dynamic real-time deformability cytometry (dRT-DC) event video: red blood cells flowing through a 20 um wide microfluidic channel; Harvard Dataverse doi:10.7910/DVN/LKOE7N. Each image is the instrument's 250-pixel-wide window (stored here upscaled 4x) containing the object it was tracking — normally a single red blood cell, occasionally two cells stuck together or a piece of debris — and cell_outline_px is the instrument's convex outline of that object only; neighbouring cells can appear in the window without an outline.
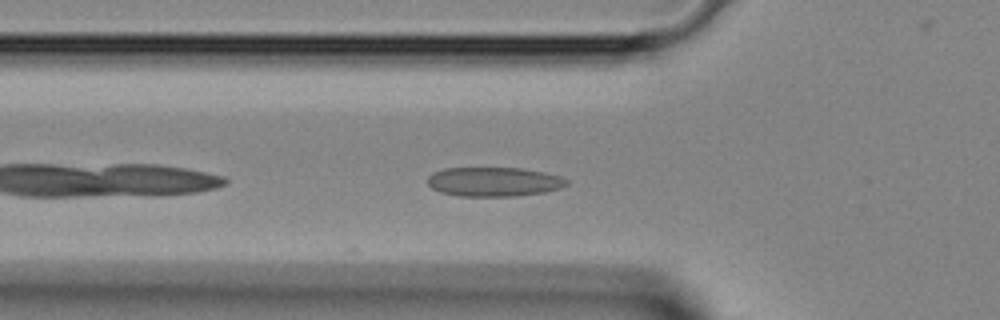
{"species": "Egyptian fruit bat (a non-hibernating species)", "species_latin": "Rousettus aegyptiacus", "temperature_condition": "room temperature", "stored_images_in_passage": 29, "camera_frame_rate_fps": 3000, "um_per_image_px": 0.085, "animal": {"sex": "female"}, "frame": {"image": 1, "passage_image": 3, "time_ms": 0.667, "image_size_px": [1000, 320], "cell_outline_px": [[568, 184], [560, 188], [544, 192], [512, 196], [460, 196], [440, 192], [432, 188], [428, 184], [428, 176], [432, 172], [444, 168], [520, 168], [544, 172], [560, 176], [568, 180]], "centroid_in_image_um": [41.96, 15.44], "position_along_channel_um": 83.8, "area_um2": 23.7}}
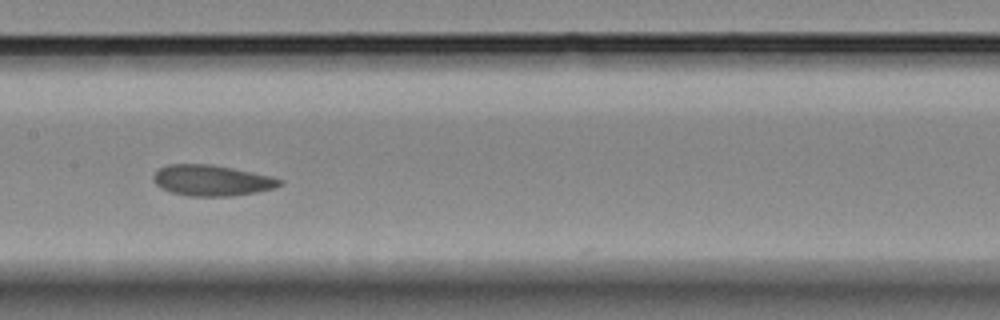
{"frame": {"image": 2, "passage_image": 10, "time_ms": 3.0, "image_size_px": [1000, 320], "cell_outline_px": [[280, 184], [276, 188], [256, 192], [232, 196], [188, 196], [172, 192], [160, 188], [152, 180], [152, 176], [160, 168], [168, 164], [212, 164], [272, 176], [280, 180]], "centroid_in_image_um": [17.97, 15.33], "position_along_channel_um": 189.4, "area_um2": 22.66}}
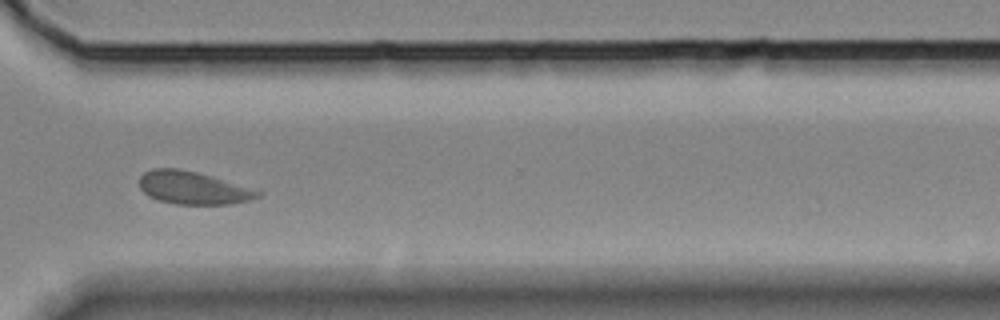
{"frame": {"image": 3, "passage_image": 21, "time_ms": 6.667, "image_size_px": [1000, 320], "cell_outline_px": [[264, 192], [260, 196], [248, 200], [228, 204], [176, 204], [160, 200], [148, 196], [140, 188], [140, 176], [144, 172], [152, 168], [176, 168], [196, 172], [260, 188]], "centroid_in_image_um": [16.49, 15.96], "position_along_channel_um": 354.1, "area_um2": 22.95}}